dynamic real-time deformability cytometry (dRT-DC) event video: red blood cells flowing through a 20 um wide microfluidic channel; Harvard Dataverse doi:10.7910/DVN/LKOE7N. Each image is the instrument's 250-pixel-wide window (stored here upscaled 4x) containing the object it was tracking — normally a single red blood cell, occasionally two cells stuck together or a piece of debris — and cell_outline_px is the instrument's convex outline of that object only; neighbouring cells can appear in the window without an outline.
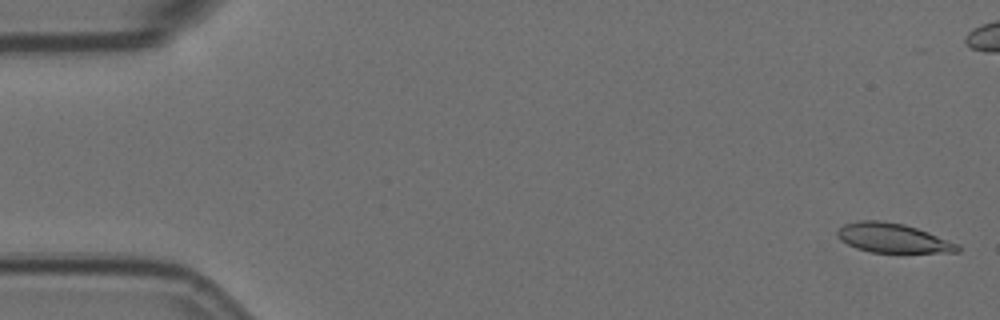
{"species": "Egyptian fruit bat (a non-hibernating species)", "species_latin": "Rousettus aegyptiacus", "temperature_condition": "room temperature", "stored_images_in_passage": 3, "camera_frame_rate_fps": 3000, "um_per_image_px": 0.085, "animal": {"sex": "female"}, "frame": {"image": 1, "passage_image": 1, "time_ms": 0.0, "image_size_px": [1000, 320], "cell_outline_px": [[960, 252], [868, 252], [856, 248], [840, 240], [836, 232], [844, 224], [860, 220], [880, 220], [904, 224], [928, 232], [960, 244]], "centroid_in_image_um": [75.89, 20.23], "position_along_channel_um": 9.1, "area_um2": 20.52}}